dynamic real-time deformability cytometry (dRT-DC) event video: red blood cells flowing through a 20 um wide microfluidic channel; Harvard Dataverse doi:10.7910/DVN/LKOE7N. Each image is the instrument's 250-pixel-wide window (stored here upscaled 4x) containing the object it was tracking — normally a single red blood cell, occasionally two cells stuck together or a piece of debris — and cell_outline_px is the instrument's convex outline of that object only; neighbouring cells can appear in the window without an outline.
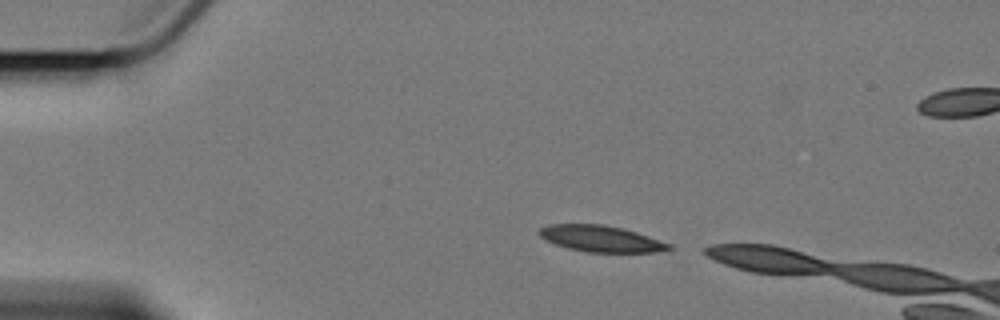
{"species": "Egyptian fruit bat (a non-hibernating species)", "species_latin": "Rousettus aegyptiacus", "temperature_condition": "cold", "stored_images_in_passage": 3, "camera_frame_rate_fps": 3000, "um_per_image_px": 0.085, "animal": {"sex": "female"}, "frame": {"image": 1, "passage_image": 1, "time_ms": 0.0, "image_size_px": [1000, 320], "cell_outline_px": [[672, 248], [656, 252], [588, 252], [568, 248], [556, 244], [540, 236], [536, 232], [540, 228], [548, 224], [604, 224], [624, 228], [672, 244]], "centroid_in_image_um": [51.08, 20.28], "position_along_channel_um": 33.9, "area_um2": 19.83}}